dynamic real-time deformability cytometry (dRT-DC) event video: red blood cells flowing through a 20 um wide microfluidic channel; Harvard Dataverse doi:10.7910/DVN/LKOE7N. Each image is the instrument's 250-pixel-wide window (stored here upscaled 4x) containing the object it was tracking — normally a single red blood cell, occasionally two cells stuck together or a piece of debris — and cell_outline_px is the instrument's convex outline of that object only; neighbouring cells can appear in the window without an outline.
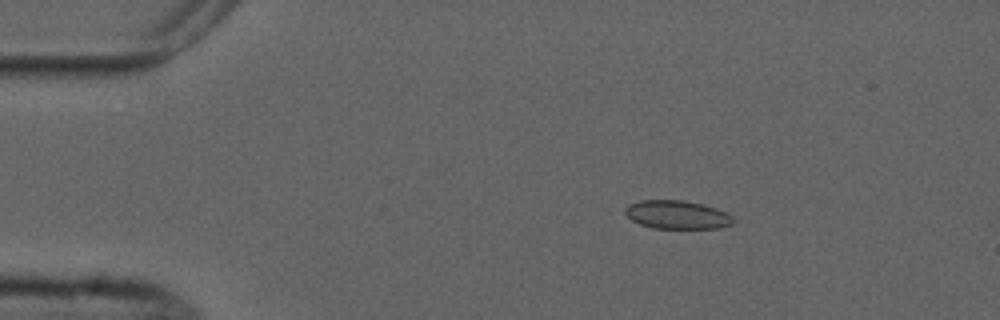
{"species": "common noctule bat (a hibernating species)", "species_latin": "Nyctalus noctula", "temperature_condition": "cold", "stored_images_in_passage": 3, "camera_frame_rate_fps": 3000, "um_per_image_px": 0.085, "animal": {"sex": "male", "forearm_length_mm": 52.5}, "frame": {"image": 1, "passage_image": 1, "time_ms": 0.0, "image_size_px": [1000, 320], "cell_outline_px": [[732, 224], [720, 228], [652, 228], [640, 224], [632, 220], [624, 212], [624, 208], [628, 204], [640, 200], [684, 200], [704, 204], [716, 208], [732, 216]], "centroid_in_image_um": [57.52, 18.24], "position_along_channel_um": 27.5, "area_um2": 17.92}}
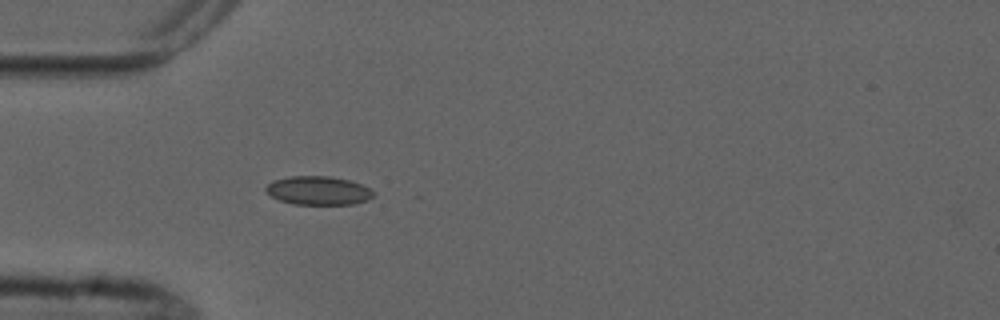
{"frame": {"image": 2, "passage_image": 3, "time_ms": 2.333, "image_size_px": [1000, 320], "cell_outline_px": [[376, 192], [368, 200], [352, 204], [292, 204], [280, 200], [272, 196], [264, 188], [272, 180], [288, 176], [328, 176], [348, 180], [360, 184]], "centroid_in_image_um": [27.04, 16.19], "position_along_channel_um": 58.0, "area_um2": 17.86}}